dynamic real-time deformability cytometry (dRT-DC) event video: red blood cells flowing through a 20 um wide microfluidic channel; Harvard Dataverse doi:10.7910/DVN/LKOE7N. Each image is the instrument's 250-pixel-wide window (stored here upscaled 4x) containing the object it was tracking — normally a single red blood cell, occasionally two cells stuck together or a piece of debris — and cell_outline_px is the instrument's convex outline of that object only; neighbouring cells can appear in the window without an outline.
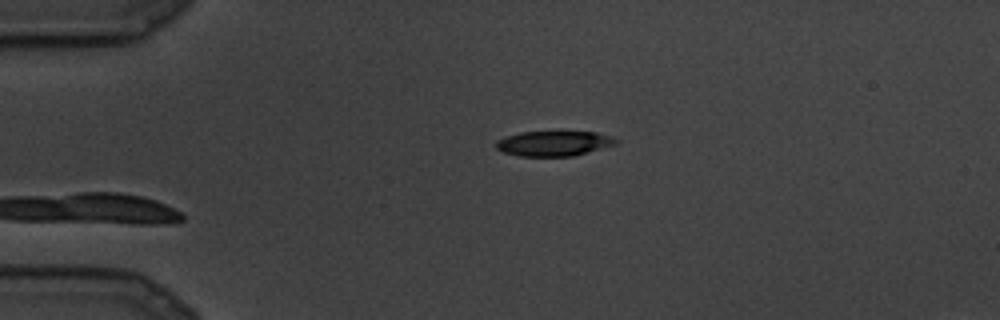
{"species": "common noctule bat (a hibernating species)", "species_latin": "Nyctalus noctula", "temperature_condition": "cold", "stored_images_in_passage": 5, "camera_frame_rate_fps": 3000, "um_per_image_px": 0.085, "animal": {"sex": "male", "body_mass_g": 19.5, "forearm_length_mm": 54.6}, "frame": {"image": 1, "passage_image": 5, "time_ms": 1.333, "image_size_px": [1000, 320], "cell_outline_px": [[620, 140], [616, 144], [572, 156], [520, 156], [504, 152], [496, 148], [496, 140], [504, 136], [520, 132], [596, 132], [612, 136]], "centroid_in_image_um": [47.06, 12.18], "position_along_channel_um": 37.9, "area_um2": 17.46}}